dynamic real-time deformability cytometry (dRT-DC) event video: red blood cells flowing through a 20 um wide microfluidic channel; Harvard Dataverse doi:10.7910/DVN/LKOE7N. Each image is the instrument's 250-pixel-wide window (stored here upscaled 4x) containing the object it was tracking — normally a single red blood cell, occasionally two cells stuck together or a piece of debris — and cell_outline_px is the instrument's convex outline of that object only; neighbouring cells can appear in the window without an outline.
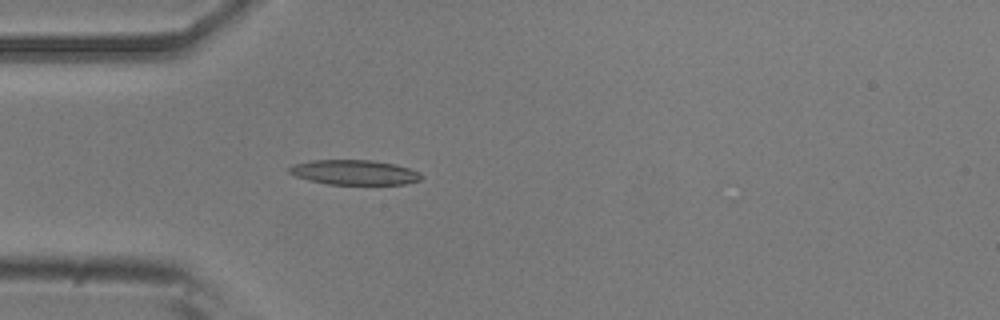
{"species": "common noctule bat (a hibernating species)", "species_latin": "Nyctalus noctula", "temperature_condition": "room temperature", "stored_images_in_passage": 45, "camera_frame_rate_fps": 3000, "um_per_image_px": 0.085, "animal": {"sex": "male", "body_mass_g": 20.5, "forearm_length_mm": 52.5}, "frame": {"image": 1, "passage_image": 7, "time_ms": 2.0, "image_size_px": [1000, 320], "cell_outline_px": [[424, 176], [420, 180], [404, 184], [328, 184], [308, 180], [296, 176], [288, 172], [288, 168], [292, 164], [312, 160], [372, 160], [396, 164], [420, 172]], "centroid_in_image_um": [30.12, 14.64], "position_along_channel_um": 54.9, "area_um2": 19.19}}
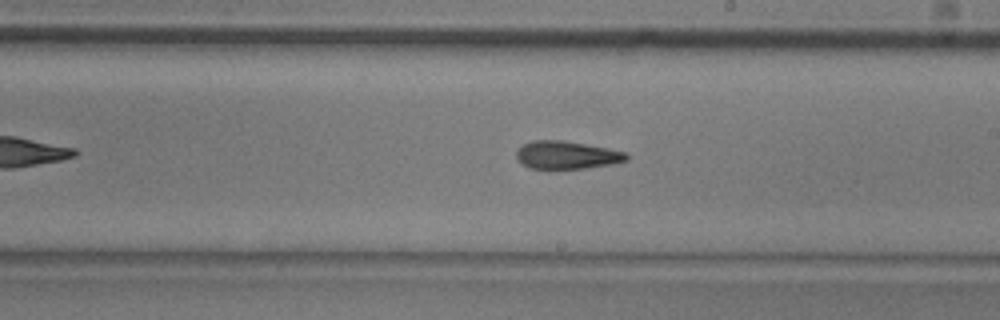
{"frame": {"image": 2, "passage_image": 22, "time_ms": 7.0, "image_size_px": [1000, 320], "cell_outline_px": [[628, 160], [612, 164], [588, 168], [548, 172], [528, 168], [520, 164], [516, 156], [516, 152], [524, 144], [532, 140], [560, 140], [608, 148], [628, 152]], "centroid_in_image_um": [48.13, 13.24], "position_along_channel_um": 240.9, "area_um2": 18.73}}
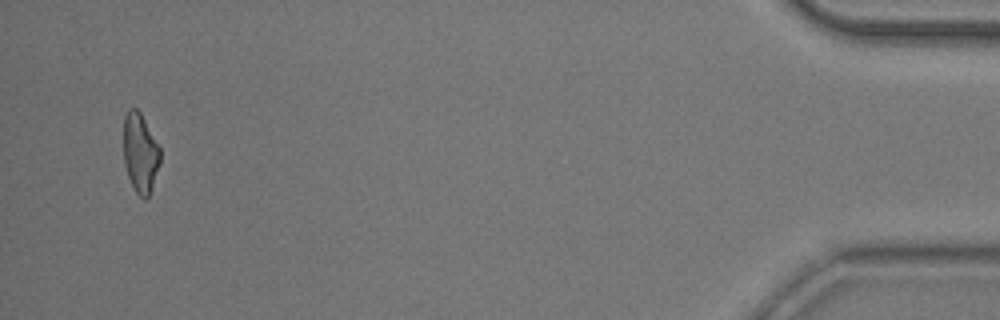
{"frame": {"image": 3, "passage_image": 43, "time_ms": 14.0, "image_size_px": [1000, 320], "cell_outline_px": [[160, 164], [152, 188], [148, 196], [144, 200], [136, 192], [128, 176], [124, 160], [124, 116], [128, 108], [136, 108], [140, 112], [160, 148]], "centroid_in_image_um": [11.92, 12.99], "position_along_channel_um": 423.3, "area_um2": 16.82}, "authors_computed_cell_mechanics": {"area_um2": 18.2648, "velocity_mm_per_s": 3.8093, "shape_relaxation_time_tau1_ms": 7.6953, "shape_relaxation_time_tau2_ms": 4.5293, "deformation_change_tau1": 0.2143, "deformation_change_tau2": 0.1374}}